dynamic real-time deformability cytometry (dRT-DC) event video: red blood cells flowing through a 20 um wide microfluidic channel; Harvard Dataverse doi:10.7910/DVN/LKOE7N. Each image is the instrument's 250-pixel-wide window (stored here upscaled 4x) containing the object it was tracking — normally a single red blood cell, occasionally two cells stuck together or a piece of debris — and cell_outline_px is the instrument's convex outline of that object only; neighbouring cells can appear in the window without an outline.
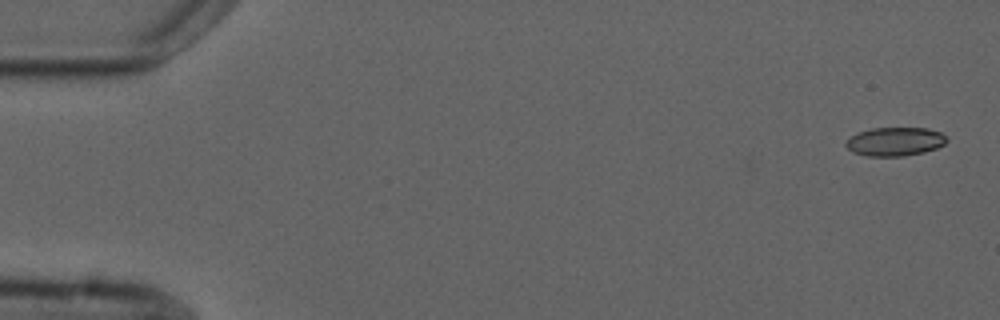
{"species": "common noctule bat (a hibernating species)", "species_latin": "Nyctalus noctula", "temperature_condition": "cold", "stored_images_in_passage": 6, "camera_frame_rate_fps": 3000, "um_per_image_px": 0.085, "animal": {"sex": "male", "forearm_length_mm": 52.5}, "frame": {"image": 1, "passage_image": 1, "time_ms": 0.0, "image_size_px": [1000, 320], "cell_outline_px": [[948, 140], [944, 144], [936, 148], [924, 152], [904, 156], [868, 156], [852, 152], [844, 144], [852, 136], [860, 132], [872, 128], [928, 128], [940, 132], [948, 136]], "centroid_in_image_um": [76.11, 12.03], "position_along_channel_um": 8.9, "area_um2": 16.82}}
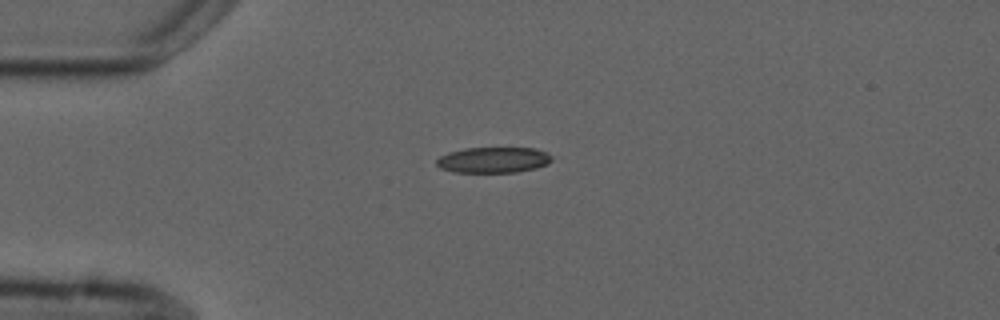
{"frame": {"image": 2, "passage_image": 4, "time_ms": 4.0, "image_size_px": [1000, 320], "cell_outline_px": [[552, 160], [548, 164], [536, 168], [516, 172], [452, 172], [440, 168], [436, 164], [436, 160], [440, 156], [448, 152], [464, 148], [532, 148], [548, 152], [552, 156]], "centroid_in_image_um": [41.94, 13.59], "position_along_channel_um": 43.1, "area_um2": 17.4}}
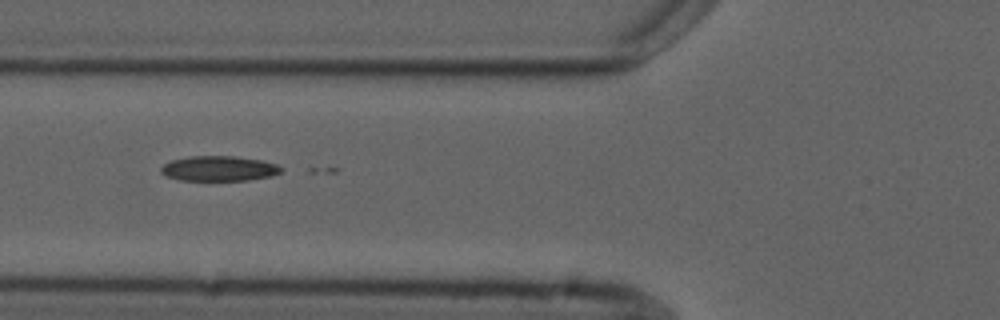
{"frame": {"image": 3, "passage_image": 6, "time_ms": 6.333, "image_size_px": [1000, 320], "cell_outline_px": [[284, 168], [280, 172], [272, 176], [248, 180], [180, 180], [164, 176], [160, 172], [160, 168], [164, 164], [172, 160], [192, 156], [232, 156], [264, 160], [276, 164]], "centroid_in_image_um": [18.61, 14.32], "position_along_channel_um": 107.2, "area_um2": 17.63}}